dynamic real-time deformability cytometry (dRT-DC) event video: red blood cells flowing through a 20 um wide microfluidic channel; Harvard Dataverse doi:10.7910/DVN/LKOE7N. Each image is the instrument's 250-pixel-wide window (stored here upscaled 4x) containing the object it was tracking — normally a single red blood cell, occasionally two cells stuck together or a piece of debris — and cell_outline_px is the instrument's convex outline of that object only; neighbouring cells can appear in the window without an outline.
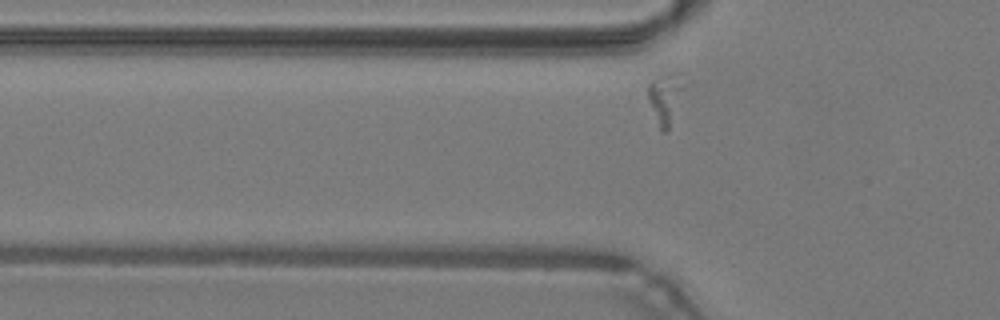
{"species": "common noctule bat (a hibernating species)", "species_latin": "Nyctalus noctula", "temperature_condition": "warm", "stored_images_in_passage": 2, "camera_frame_rate_fps": 3000, "um_per_image_px": 0.085, "animal": {"sex": "male", "body_mass_g": 19.2, "forearm_length_mm": 51.8}, "frame": {"image": 1, "passage_image": 2, "time_ms": 0.333, "image_size_px": [1000, 320], "cell_outline_px": [[684, 88], [668, 128], [664, 132], [660, 132], [648, 96], [648, 84], [656, 76], [668, 72], [672, 72], [684, 84]], "centroid_in_image_um": [56.51, 8.32], "position_along_channel_um": 69.3, "area_um2": 10.06}}